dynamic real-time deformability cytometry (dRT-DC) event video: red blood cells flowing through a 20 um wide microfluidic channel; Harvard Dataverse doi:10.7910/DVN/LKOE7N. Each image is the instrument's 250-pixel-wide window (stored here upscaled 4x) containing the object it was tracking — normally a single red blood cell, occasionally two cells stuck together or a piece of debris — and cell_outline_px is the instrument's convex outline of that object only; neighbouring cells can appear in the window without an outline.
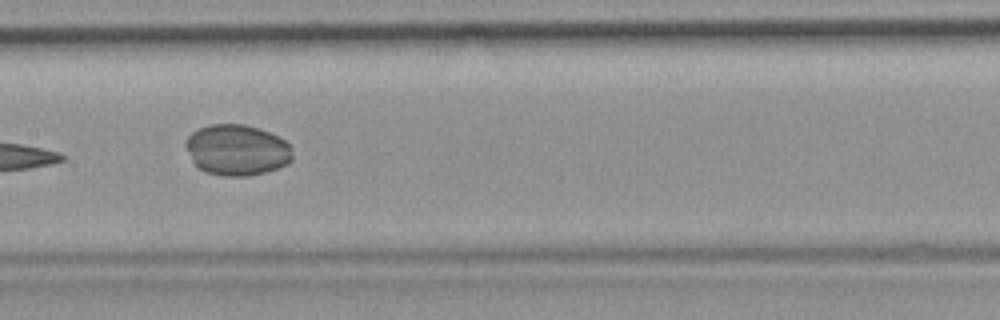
{"species": "common noctule bat (a hibernating species)", "species_latin": "Nyctalus noctula", "temperature_condition": "room temperature", "stored_images_in_passage": 9, "camera_frame_rate_fps": 3000, "um_per_image_px": 0.085, "animal": {"sex": "female", "body_mass_g": 19.9}, "frame": {"image": 1, "passage_image": 7, "time_ms": 7.333, "image_size_px": [1000, 320], "cell_outline_px": [[292, 160], [288, 164], [264, 172], [248, 176], [224, 176], [204, 172], [192, 160], [184, 144], [188, 136], [192, 132], [208, 124], [244, 124], [260, 128], [284, 140], [288, 144], [292, 156]], "centroid_in_image_um": [20.12, 12.74], "position_along_channel_um": 187.3, "area_um2": 31.56}}